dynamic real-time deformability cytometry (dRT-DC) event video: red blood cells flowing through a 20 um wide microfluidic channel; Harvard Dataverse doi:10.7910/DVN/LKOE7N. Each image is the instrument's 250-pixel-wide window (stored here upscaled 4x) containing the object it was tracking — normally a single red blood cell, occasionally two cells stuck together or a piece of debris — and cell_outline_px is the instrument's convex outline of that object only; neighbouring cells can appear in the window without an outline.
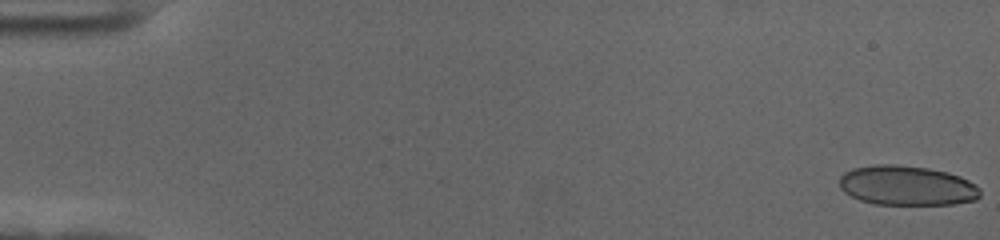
{"species": "human", "species_latin": "Homo sapiens", "temperature_condition": "cold", "stored_images_in_passage": 58, "camera_frame_rate_fps": 3000, "um_per_image_px": 0.085, "donor": {"sex": "female"}, "frame": {"image": 1, "passage_image": 1, "time_ms": 0.0, "image_size_px": [1000, 240], "cell_outline_px": [[980, 196], [976, 200], [956, 204], [876, 204], [860, 200], [844, 192], [840, 188], [840, 176], [844, 172], [852, 168], [876, 164], [896, 164], [928, 168], [948, 172], [960, 176], [976, 184], [980, 188]], "centroid_in_image_um": [77.1, 15.76], "position_along_channel_um": 7.9, "area_um2": 32.77}}
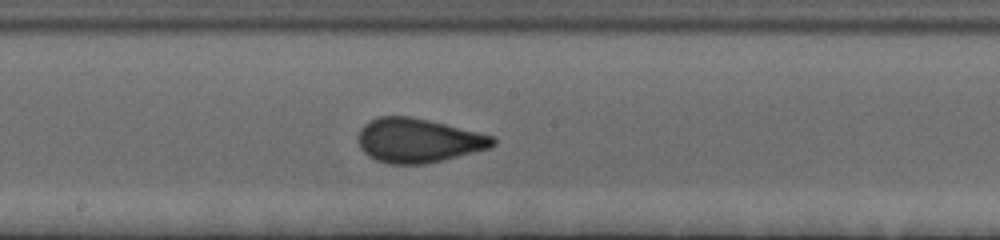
{"frame": {"image": 2, "passage_image": 32, "time_ms": 10.333, "image_size_px": [1000, 240], "cell_outline_px": [[496, 144], [488, 148], [424, 164], [388, 164], [376, 160], [368, 156], [360, 148], [360, 128], [368, 120], [380, 116], [412, 116], [496, 136]], "centroid_in_image_um": [35.54, 11.92], "position_along_channel_um": 212.7, "area_um2": 34.51}}
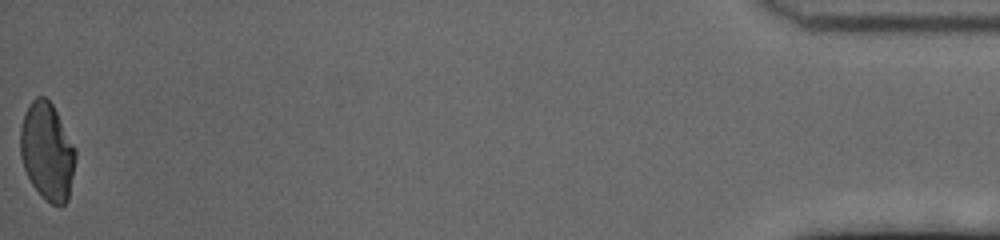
{"frame": {"image": 3, "passage_image": 58, "time_ms": 19.0, "image_size_px": [1000, 240], "cell_outline_px": [[76, 156], [68, 200], [60, 208], [52, 204], [40, 196], [32, 184], [24, 168], [20, 156], [20, 128], [24, 112], [28, 104], [36, 96], [44, 96], [52, 104], [76, 148]], "centroid_in_image_um": [4.0, 12.88], "position_along_channel_um": 431.2, "area_um2": 31.62}, "authors_computed_cell_mechanics": {"area_um2": 33.7263, "velocity_mm_per_s": 3.5572, "shape_relaxation_time_tau1_ms": 5.8164, "shape_relaxation_time_tau2_ms": null, "deformation_change_tau1": 0.1671, "deformation_change_tau2": null}}